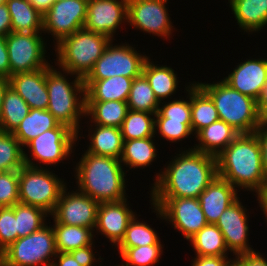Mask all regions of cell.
Segmentation results:
<instances>
[{
    "instance_id": "1",
    "label": "cell",
    "mask_w": 267,
    "mask_h": 266,
    "mask_svg": "<svg viewBox=\"0 0 267 266\" xmlns=\"http://www.w3.org/2000/svg\"><path fill=\"white\" fill-rule=\"evenodd\" d=\"M156 173L151 197L198 198L218 176L216 157L193 150H182Z\"/></svg>"
},
{
    "instance_id": "2",
    "label": "cell",
    "mask_w": 267,
    "mask_h": 266,
    "mask_svg": "<svg viewBox=\"0 0 267 266\" xmlns=\"http://www.w3.org/2000/svg\"><path fill=\"white\" fill-rule=\"evenodd\" d=\"M217 174L236 188L258 196L267 186L255 133L239 134L217 157Z\"/></svg>"
},
{
    "instance_id": "3",
    "label": "cell",
    "mask_w": 267,
    "mask_h": 266,
    "mask_svg": "<svg viewBox=\"0 0 267 266\" xmlns=\"http://www.w3.org/2000/svg\"><path fill=\"white\" fill-rule=\"evenodd\" d=\"M76 165L78 191L93 198L98 203L117 202L126 199V174L119 159L82 154Z\"/></svg>"
},
{
    "instance_id": "4",
    "label": "cell",
    "mask_w": 267,
    "mask_h": 266,
    "mask_svg": "<svg viewBox=\"0 0 267 266\" xmlns=\"http://www.w3.org/2000/svg\"><path fill=\"white\" fill-rule=\"evenodd\" d=\"M57 71L53 65L46 67V86L49 95L47 110L60 123L79 133L80 118L85 116V85L81 77L75 75L69 82L66 71ZM84 115V116H83Z\"/></svg>"
},
{
    "instance_id": "5",
    "label": "cell",
    "mask_w": 267,
    "mask_h": 266,
    "mask_svg": "<svg viewBox=\"0 0 267 266\" xmlns=\"http://www.w3.org/2000/svg\"><path fill=\"white\" fill-rule=\"evenodd\" d=\"M212 99L220 120L240 134L254 133L261 122L257 100L231 88L223 80L213 83L196 82Z\"/></svg>"
},
{
    "instance_id": "6",
    "label": "cell",
    "mask_w": 267,
    "mask_h": 266,
    "mask_svg": "<svg viewBox=\"0 0 267 266\" xmlns=\"http://www.w3.org/2000/svg\"><path fill=\"white\" fill-rule=\"evenodd\" d=\"M112 39L84 28L62 39L55 45L56 62L70 76L84 79L102 56Z\"/></svg>"
},
{
    "instance_id": "7",
    "label": "cell",
    "mask_w": 267,
    "mask_h": 266,
    "mask_svg": "<svg viewBox=\"0 0 267 266\" xmlns=\"http://www.w3.org/2000/svg\"><path fill=\"white\" fill-rule=\"evenodd\" d=\"M57 253L54 231L46 224L3 250L0 266H52Z\"/></svg>"
},
{
    "instance_id": "8",
    "label": "cell",
    "mask_w": 267,
    "mask_h": 266,
    "mask_svg": "<svg viewBox=\"0 0 267 266\" xmlns=\"http://www.w3.org/2000/svg\"><path fill=\"white\" fill-rule=\"evenodd\" d=\"M24 165L18 170L19 202L39 207L51 215L66 182L47 169Z\"/></svg>"
},
{
    "instance_id": "9",
    "label": "cell",
    "mask_w": 267,
    "mask_h": 266,
    "mask_svg": "<svg viewBox=\"0 0 267 266\" xmlns=\"http://www.w3.org/2000/svg\"><path fill=\"white\" fill-rule=\"evenodd\" d=\"M78 137L77 133L64 124H59L56 128L43 132L24 146L30 150L33 161H40V165L35 164L31 160V156L29 157L24 151L25 165L42 168L41 163H44L45 166L61 163L63 159L70 157L69 155L73 153V147Z\"/></svg>"
},
{
    "instance_id": "10",
    "label": "cell",
    "mask_w": 267,
    "mask_h": 266,
    "mask_svg": "<svg viewBox=\"0 0 267 266\" xmlns=\"http://www.w3.org/2000/svg\"><path fill=\"white\" fill-rule=\"evenodd\" d=\"M150 202L160 219L172 223V227L190 240L208 223L198 198L151 197Z\"/></svg>"
},
{
    "instance_id": "11",
    "label": "cell",
    "mask_w": 267,
    "mask_h": 266,
    "mask_svg": "<svg viewBox=\"0 0 267 266\" xmlns=\"http://www.w3.org/2000/svg\"><path fill=\"white\" fill-rule=\"evenodd\" d=\"M112 43L113 40L83 80H103L118 75L134 79L142 74L148 56L138 53L126 42L114 46Z\"/></svg>"
},
{
    "instance_id": "12",
    "label": "cell",
    "mask_w": 267,
    "mask_h": 266,
    "mask_svg": "<svg viewBox=\"0 0 267 266\" xmlns=\"http://www.w3.org/2000/svg\"><path fill=\"white\" fill-rule=\"evenodd\" d=\"M42 33L10 32L5 36L9 55L10 76L17 73L40 70L51 65L45 58L47 53L45 45L47 44L44 42Z\"/></svg>"
},
{
    "instance_id": "13",
    "label": "cell",
    "mask_w": 267,
    "mask_h": 266,
    "mask_svg": "<svg viewBox=\"0 0 267 266\" xmlns=\"http://www.w3.org/2000/svg\"><path fill=\"white\" fill-rule=\"evenodd\" d=\"M88 0H59L43 15V33H50L55 44L84 27Z\"/></svg>"
},
{
    "instance_id": "14",
    "label": "cell",
    "mask_w": 267,
    "mask_h": 266,
    "mask_svg": "<svg viewBox=\"0 0 267 266\" xmlns=\"http://www.w3.org/2000/svg\"><path fill=\"white\" fill-rule=\"evenodd\" d=\"M167 1L128 0L127 22L134 29L168 39L174 28L166 8Z\"/></svg>"
},
{
    "instance_id": "15",
    "label": "cell",
    "mask_w": 267,
    "mask_h": 266,
    "mask_svg": "<svg viewBox=\"0 0 267 266\" xmlns=\"http://www.w3.org/2000/svg\"><path fill=\"white\" fill-rule=\"evenodd\" d=\"M65 187L51 214L57 223L95 229L99 204L78 190L68 192Z\"/></svg>"
},
{
    "instance_id": "16",
    "label": "cell",
    "mask_w": 267,
    "mask_h": 266,
    "mask_svg": "<svg viewBox=\"0 0 267 266\" xmlns=\"http://www.w3.org/2000/svg\"><path fill=\"white\" fill-rule=\"evenodd\" d=\"M240 202V197L220 215L216 226L222 232L228 251L232 256L253 252L248 243V218L247 209Z\"/></svg>"
},
{
    "instance_id": "17",
    "label": "cell",
    "mask_w": 267,
    "mask_h": 266,
    "mask_svg": "<svg viewBox=\"0 0 267 266\" xmlns=\"http://www.w3.org/2000/svg\"><path fill=\"white\" fill-rule=\"evenodd\" d=\"M127 6L128 0H88L83 28L115 40L116 30L127 22Z\"/></svg>"
},
{
    "instance_id": "18",
    "label": "cell",
    "mask_w": 267,
    "mask_h": 266,
    "mask_svg": "<svg viewBox=\"0 0 267 266\" xmlns=\"http://www.w3.org/2000/svg\"><path fill=\"white\" fill-rule=\"evenodd\" d=\"M128 205L127 198L99 204L94 230L108 238L114 247L124 238L129 222L137 215Z\"/></svg>"
},
{
    "instance_id": "19",
    "label": "cell",
    "mask_w": 267,
    "mask_h": 266,
    "mask_svg": "<svg viewBox=\"0 0 267 266\" xmlns=\"http://www.w3.org/2000/svg\"><path fill=\"white\" fill-rule=\"evenodd\" d=\"M222 80L231 88L258 100L267 83V59H246Z\"/></svg>"
},
{
    "instance_id": "20",
    "label": "cell",
    "mask_w": 267,
    "mask_h": 266,
    "mask_svg": "<svg viewBox=\"0 0 267 266\" xmlns=\"http://www.w3.org/2000/svg\"><path fill=\"white\" fill-rule=\"evenodd\" d=\"M237 192L238 189L228 181L215 177L198 197L208 224H216L225 209L239 198Z\"/></svg>"
},
{
    "instance_id": "21",
    "label": "cell",
    "mask_w": 267,
    "mask_h": 266,
    "mask_svg": "<svg viewBox=\"0 0 267 266\" xmlns=\"http://www.w3.org/2000/svg\"><path fill=\"white\" fill-rule=\"evenodd\" d=\"M8 81L9 86L26 101L31 109L47 110L49 95L46 86V67L14 74Z\"/></svg>"
},
{
    "instance_id": "22",
    "label": "cell",
    "mask_w": 267,
    "mask_h": 266,
    "mask_svg": "<svg viewBox=\"0 0 267 266\" xmlns=\"http://www.w3.org/2000/svg\"><path fill=\"white\" fill-rule=\"evenodd\" d=\"M240 133L223 120H217L201 129L193 150L217 157Z\"/></svg>"
},
{
    "instance_id": "23",
    "label": "cell",
    "mask_w": 267,
    "mask_h": 266,
    "mask_svg": "<svg viewBox=\"0 0 267 266\" xmlns=\"http://www.w3.org/2000/svg\"><path fill=\"white\" fill-rule=\"evenodd\" d=\"M133 80L119 75L103 80H83L86 101H127Z\"/></svg>"
},
{
    "instance_id": "24",
    "label": "cell",
    "mask_w": 267,
    "mask_h": 266,
    "mask_svg": "<svg viewBox=\"0 0 267 266\" xmlns=\"http://www.w3.org/2000/svg\"><path fill=\"white\" fill-rule=\"evenodd\" d=\"M239 28L258 32L267 25V0H228Z\"/></svg>"
},
{
    "instance_id": "25",
    "label": "cell",
    "mask_w": 267,
    "mask_h": 266,
    "mask_svg": "<svg viewBox=\"0 0 267 266\" xmlns=\"http://www.w3.org/2000/svg\"><path fill=\"white\" fill-rule=\"evenodd\" d=\"M90 126L91 128L89 130L92 129V126L96 127L88 134L89 141L91 142L86 152L120 159L124 143L121 129L94 124H90Z\"/></svg>"
},
{
    "instance_id": "26",
    "label": "cell",
    "mask_w": 267,
    "mask_h": 266,
    "mask_svg": "<svg viewBox=\"0 0 267 266\" xmlns=\"http://www.w3.org/2000/svg\"><path fill=\"white\" fill-rule=\"evenodd\" d=\"M149 58L144 63L142 74L148 80L157 100L162 102L175 94L179 87V80H177V74L171 67L158 66Z\"/></svg>"
},
{
    "instance_id": "27",
    "label": "cell",
    "mask_w": 267,
    "mask_h": 266,
    "mask_svg": "<svg viewBox=\"0 0 267 266\" xmlns=\"http://www.w3.org/2000/svg\"><path fill=\"white\" fill-rule=\"evenodd\" d=\"M128 111L127 101H86L85 117L95 125L120 128Z\"/></svg>"
},
{
    "instance_id": "28",
    "label": "cell",
    "mask_w": 267,
    "mask_h": 266,
    "mask_svg": "<svg viewBox=\"0 0 267 266\" xmlns=\"http://www.w3.org/2000/svg\"><path fill=\"white\" fill-rule=\"evenodd\" d=\"M12 32L34 33L43 31V15L28 0H7Z\"/></svg>"
},
{
    "instance_id": "29",
    "label": "cell",
    "mask_w": 267,
    "mask_h": 266,
    "mask_svg": "<svg viewBox=\"0 0 267 266\" xmlns=\"http://www.w3.org/2000/svg\"><path fill=\"white\" fill-rule=\"evenodd\" d=\"M60 123L48 110L30 109V112L12 132L24 147L43 132L56 128Z\"/></svg>"
},
{
    "instance_id": "30",
    "label": "cell",
    "mask_w": 267,
    "mask_h": 266,
    "mask_svg": "<svg viewBox=\"0 0 267 266\" xmlns=\"http://www.w3.org/2000/svg\"><path fill=\"white\" fill-rule=\"evenodd\" d=\"M191 84V130L196 135L219 116L210 96L196 82Z\"/></svg>"
},
{
    "instance_id": "31",
    "label": "cell",
    "mask_w": 267,
    "mask_h": 266,
    "mask_svg": "<svg viewBox=\"0 0 267 266\" xmlns=\"http://www.w3.org/2000/svg\"><path fill=\"white\" fill-rule=\"evenodd\" d=\"M54 223L52 229L57 252L69 253L95 243L93 242L94 234H92L94 230L91 228L60 224L55 220Z\"/></svg>"
},
{
    "instance_id": "32",
    "label": "cell",
    "mask_w": 267,
    "mask_h": 266,
    "mask_svg": "<svg viewBox=\"0 0 267 266\" xmlns=\"http://www.w3.org/2000/svg\"><path fill=\"white\" fill-rule=\"evenodd\" d=\"M154 137L125 140L120 162L129 169L149 166L157 157Z\"/></svg>"
},
{
    "instance_id": "33",
    "label": "cell",
    "mask_w": 267,
    "mask_h": 266,
    "mask_svg": "<svg viewBox=\"0 0 267 266\" xmlns=\"http://www.w3.org/2000/svg\"><path fill=\"white\" fill-rule=\"evenodd\" d=\"M195 256H227L228 248L222 232L215 224H207L190 240Z\"/></svg>"
},
{
    "instance_id": "34",
    "label": "cell",
    "mask_w": 267,
    "mask_h": 266,
    "mask_svg": "<svg viewBox=\"0 0 267 266\" xmlns=\"http://www.w3.org/2000/svg\"><path fill=\"white\" fill-rule=\"evenodd\" d=\"M30 109L26 101L8 86L3 96L0 130L12 133Z\"/></svg>"
},
{
    "instance_id": "35",
    "label": "cell",
    "mask_w": 267,
    "mask_h": 266,
    "mask_svg": "<svg viewBox=\"0 0 267 266\" xmlns=\"http://www.w3.org/2000/svg\"><path fill=\"white\" fill-rule=\"evenodd\" d=\"M154 126V113L133 111L129 109L120 129L123 140L125 141L155 137Z\"/></svg>"
},
{
    "instance_id": "36",
    "label": "cell",
    "mask_w": 267,
    "mask_h": 266,
    "mask_svg": "<svg viewBox=\"0 0 267 266\" xmlns=\"http://www.w3.org/2000/svg\"><path fill=\"white\" fill-rule=\"evenodd\" d=\"M160 102L157 100L148 80L141 74L134 78L127 105L130 110L156 114Z\"/></svg>"
},
{
    "instance_id": "37",
    "label": "cell",
    "mask_w": 267,
    "mask_h": 266,
    "mask_svg": "<svg viewBox=\"0 0 267 266\" xmlns=\"http://www.w3.org/2000/svg\"><path fill=\"white\" fill-rule=\"evenodd\" d=\"M14 212L17 220V239L41 229L47 224L45 220L49 217L45 210L20 202L14 205Z\"/></svg>"
},
{
    "instance_id": "38",
    "label": "cell",
    "mask_w": 267,
    "mask_h": 266,
    "mask_svg": "<svg viewBox=\"0 0 267 266\" xmlns=\"http://www.w3.org/2000/svg\"><path fill=\"white\" fill-rule=\"evenodd\" d=\"M11 132L0 130V168L16 171L24 165V148Z\"/></svg>"
},
{
    "instance_id": "39",
    "label": "cell",
    "mask_w": 267,
    "mask_h": 266,
    "mask_svg": "<svg viewBox=\"0 0 267 266\" xmlns=\"http://www.w3.org/2000/svg\"><path fill=\"white\" fill-rule=\"evenodd\" d=\"M136 215L129 222L124 238L117 248H130L145 245H162L157 232L143 221H138Z\"/></svg>"
},
{
    "instance_id": "40",
    "label": "cell",
    "mask_w": 267,
    "mask_h": 266,
    "mask_svg": "<svg viewBox=\"0 0 267 266\" xmlns=\"http://www.w3.org/2000/svg\"><path fill=\"white\" fill-rule=\"evenodd\" d=\"M163 245H145L130 248H118L125 262L121 266H152L159 262Z\"/></svg>"
},
{
    "instance_id": "41",
    "label": "cell",
    "mask_w": 267,
    "mask_h": 266,
    "mask_svg": "<svg viewBox=\"0 0 267 266\" xmlns=\"http://www.w3.org/2000/svg\"><path fill=\"white\" fill-rule=\"evenodd\" d=\"M155 134L159 133L163 139L169 142L185 140L193 134L191 130V121H175L168 118H155Z\"/></svg>"
},
{
    "instance_id": "42",
    "label": "cell",
    "mask_w": 267,
    "mask_h": 266,
    "mask_svg": "<svg viewBox=\"0 0 267 266\" xmlns=\"http://www.w3.org/2000/svg\"><path fill=\"white\" fill-rule=\"evenodd\" d=\"M185 89L188 92V100L176 99L173 101L169 100L168 102H160L155 117L168 118L175 121H191V84L189 86L187 85Z\"/></svg>"
},
{
    "instance_id": "43",
    "label": "cell",
    "mask_w": 267,
    "mask_h": 266,
    "mask_svg": "<svg viewBox=\"0 0 267 266\" xmlns=\"http://www.w3.org/2000/svg\"><path fill=\"white\" fill-rule=\"evenodd\" d=\"M18 170L0 174V207H12L19 203Z\"/></svg>"
},
{
    "instance_id": "44",
    "label": "cell",
    "mask_w": 267,
    "mask_h": 266,
    "mask_svg": "<svg viewBox=\"0 0 267 266\" xmlns=\"http://www.w3.org/2000/svg\"><path fill=\"white\" fill-rule=\"evenodd\" d=\"M17 240L14 206L0 207V253Z\"/></svg>"
},
{
    "instance_id": "45",
    "label": "cell",
    "mask_w": 267,
    "mask_h": 266,
    "mask_svg": "<svg viewBox=\"0 0 267 266\" xmlns=\"http://www.w3.org/2000/svg\"><path fill=\"white\" fill-rule=\"evenodd\" d=\"M261 148L262 169L267 178V119H262L254 131Z\"/></svg>"
},
{
    "instance_id": "46",
    "label": "cell",
    "mask_w": 267,
    "mask_h": 266,
    "mask_svg": "<svg viewBox=\"0 0 267 266\" xmlns=\"http://www.w3.org/2000/svg\"><path fill=\"white\" fill-rule=\"evenodd\" d=\"M260 252H249L233 258V266H267V260Z\"/></svg>"
},
{
    "instance_id": "47",
    "label": "cell",
    "mask_w": 267,
    "mask_h": 266,
    "mask_svg": "<svg viewBox=\"0 0 267 266\" xmlns=\"http://www.w3.org/2000/svg\"><path fill=\"white\" fill-rule=\"evenodd\" d=\"M192 266H233V260L228 256H196Z\"/></svg>"
},
{
    "instance_id": "48",
    "label": "cell",
    "mask_w": 267,
    "mask_h": 266,
    "mask_svg": "<svg viewBox=\"0 0 267 266\" xmlns=\"http://www.w3.org/2000/svg\"><path fill=\"white\" fill-rule=\"evenodd\" d=\"M75 260L81 266H94V262H98L95 258V252H93V246L89 245L83 248H78L70 252Z\"/></svg>"
},
{
    "instance_id": "49",
    "label": "cell",
    "mask_w": 267,
    "mask_h": 266,
    "mask_svg": "<svg viewBox=\"0 0 267 266\" xmlns=\"http://www.w3.org/2000/svg\"><path fill=\"white\" fill-rule=\"evenodd\" d=\"M10 65L5 36H0V78L9 79Z\"/></svg>"
},
{
    "instance_id": "50",
    "label": "cell",
    "mask_w": 267,
    "mask_h": 266,
    "mask_svg": "<svg viewBox=\"0 0 267 266\" xmlns=\"http://www.w3.org/2000/svg\"><path fill=\"white\" fill-rule=\"evenodd\" d=\"M12 32L10 12L6 3L0 5V36Z\"/></svg>"
},
{
    "instance_id": "51",
    "label": "cell",
    "mask_w": 267,
    "mask_h": 266,
    "mask_svg": "<svg viewBox=\"0 0 267 266\" xmlns=\"http://www.w3.org/2000/svg\"><path fill=\"white\" fill-rule=\"evenodd\" d=\"M55 258L56 259H54L52 266H81L70 252H58Z\"/></svg>"
},
{
    "instance_id": "52",
    "label": "cell",
    "mask_w": 267,
    "mask_h": 266,
    "mask_svg": "<svg viewBox=\"0 0 267 266\" xmlns=\"http://www.w3.org/2000/svg\"><path fill=\"white\" fill-rule=\"evenodd\" d=\"M257 107L261 119H267V83L262 89L261 95L257 100Z\"/></svg>"
},
{
    "instance_id": "53",
    "label": "cell",
    "mask_w": 267,
    "mask_h": 266,
    "mask_svg": "<svg viewBox=\"0 0 267 266\" xmlns=\"http://www.w3.org/2000/svg\"><path fill=\"white\" fill-rule=\"evenodd\" d=\"M34 9L44 15L52 6L53 0H28Z\"/></svg>"
},
{
    "instance_id": "54",
    "label": "cell",
    "mask_w": 267,
    "mask_h": 266,
    "mask_svg": "<svg viewBox=\"0 0 267 266\" xmlns=\"http://www.w3.org/2000/svg\"><path fill=\"white\" fill-rule=\"evenodd\" d=\"M257 200H258L260 208L262 209L261 211H263V214L266 217L265 221H267V186L257 196Z\"/></svg>"
},
{
    "instance_id": "55",
    "label": "cell",
    "mask_w": 267,
    "mask_h": 266,
    "mask_svg": "<svg viewBox=\"0 0 267 266\" xmlns=\"http://www.w3.org/2000/svg\"><path fill=\"white\" fill-rule=\"evenodd\" d=\"M8 86H9L8 79L0 78V121H1V108H2L3 96Z\"/></svg>"
},
{
    "instance_id": "56",
    "label": "cell",
    "mask_w": 267,
    "mask_h": 266,
    "mask_svg": "<svg viewBox=\"0 0 267 266\" xmlns=\"http://www.w3.org/2000/svg\"><path fill=\"white\" fill-rule=\"evenodd\" d=\"M7 0H0V5L6 3Z\"/></svg>"
}]
</instances>
